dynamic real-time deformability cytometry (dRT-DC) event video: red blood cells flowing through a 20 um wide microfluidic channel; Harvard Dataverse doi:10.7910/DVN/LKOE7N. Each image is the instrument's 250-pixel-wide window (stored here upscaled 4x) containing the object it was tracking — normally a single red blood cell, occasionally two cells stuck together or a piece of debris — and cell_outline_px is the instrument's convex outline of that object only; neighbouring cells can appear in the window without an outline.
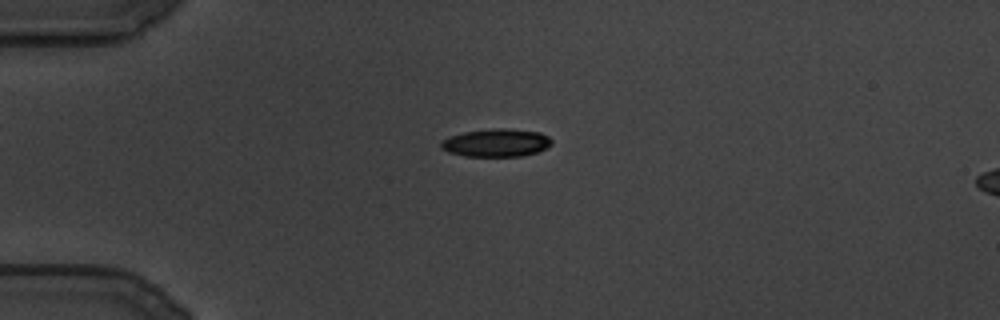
{"species": "common noctule bat (a hibernating species)", "species_latin": "Nyctalus noctula", "temperature_condition": "cold", "stored_images_in_passage": 92, "camera_frame_rate_fps": 3000, "um_per_image_px": 0.085, "animal": {"sex": "male", "body_mass_g": 19.5, "forearm_length_mm": 54.6}, "frame": {"image": 1, "passage_image": 1, "time_ms": 0.0, "image_size_px": [1000, 320], "cell_outline_px": [[552, 144], [536, 152], [520, 156], [464, 156], [448, 152], [440, 148], [440, 144], [448, 136], [464, 132], [492, 128], [504, 128], [540, 132], [548, 136], [552, 140]], "centroid_in_image_um": [42.16, 12.13], "position_along_channel_um": 42.8, "area_um2": 17.98}}
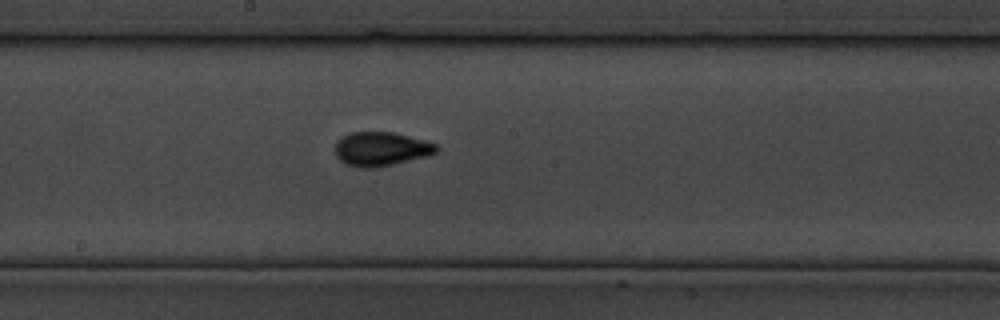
{"frame": {"image": 2, "passage_image": 37, "time_ms": 12.0, "image_size_px": [1000, 320], "cell_outline_px": [[440, 148], [436, 152], [428, 156], [376, 168], [360, 168], [344, 164], [336, 156], [336, 140], [352, 132], [392, 132], [424, 140], [436, 144]], "centroid_in_image_um": [32.39, 12.67], "position_along_channel_um": 215.8, "area_um2": 20.11}}
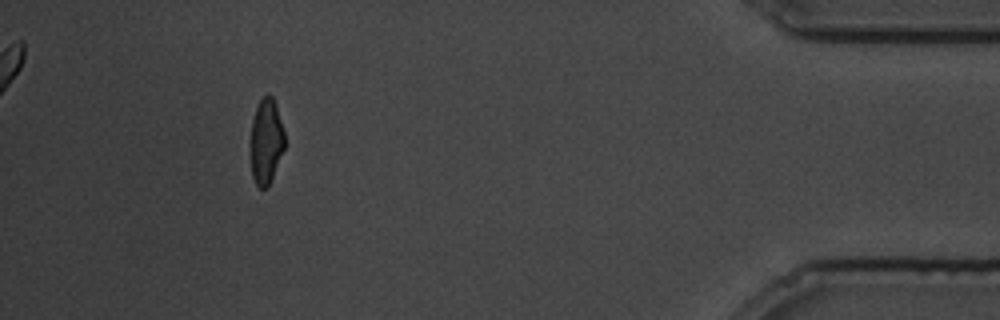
{"frame": {"image": 3, "passage_image": 82, "time_ms": 27.0, "image_size_px": [1000, 320], "cell_outline_px": [[284, 148], [268, 188], [260, 188], [256, 184], [252, 176], [252, 120], [256, 108], [260, 100], [268, 92], [272, 96], [276, 104], [284, 132]], "centroid_in_image_um": [22.64, 12.0], "position_along_channel_um": 412.6, "area_um2": 16.59}}